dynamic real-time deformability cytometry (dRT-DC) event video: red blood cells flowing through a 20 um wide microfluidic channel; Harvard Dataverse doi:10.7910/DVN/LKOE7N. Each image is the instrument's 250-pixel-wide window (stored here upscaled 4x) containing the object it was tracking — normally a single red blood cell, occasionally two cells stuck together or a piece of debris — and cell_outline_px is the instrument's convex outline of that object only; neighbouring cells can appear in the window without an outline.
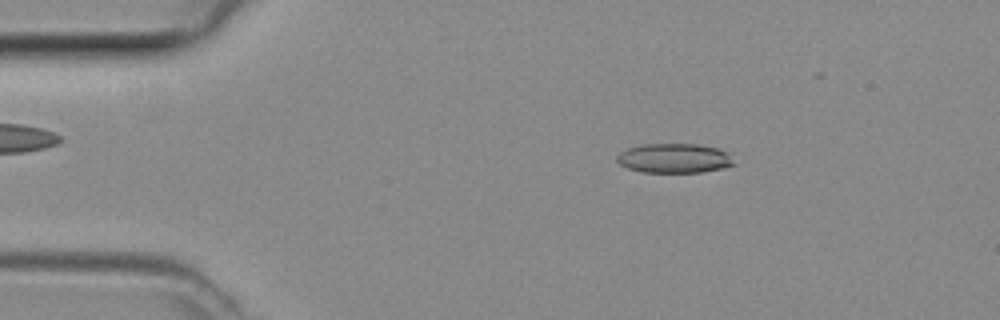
{"species": "common noctule bat (a hibernating species)", "species_latin": "Nyctalus noctula", "temperature_condition": "room temperature", "stored_images_in_passage": 4, "camera_frame_rate_fps": 3000, "um_per_image_px": 0.085, "animal": {"sex": "female", "body_mass_g": 29.2, "forearm_length_mm": 56.3}, "frame": {"image": 1, "passage_image": 2, "time_ms": 0.333, "image_size_px": [1000, 320], "cell_outline_px": [[736, 164], [720, 168], [700, 172], [640, 172], [628, 168], [620, 164], [616, 160], [616, 156], [620, 152], [628, 148], [644, 144], [696, 144], [720, 148], [728, 152]], "centroid_in_image_um": [57.31, 13.44], "position_along_channel_um": 27.7, "area_um2": 20.11}}
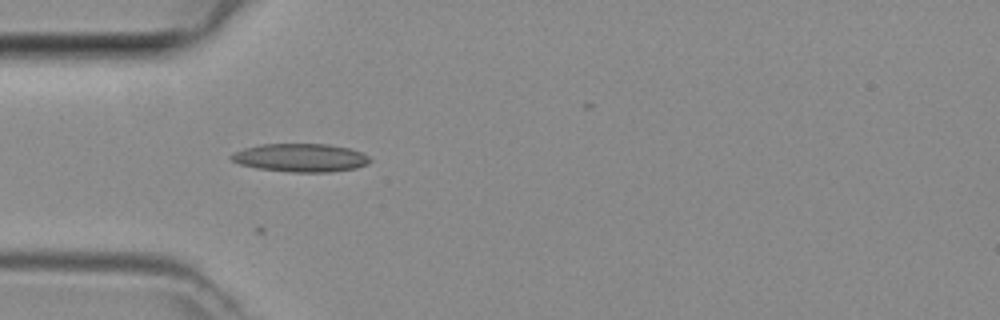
{"frame": {"image": 2, "passage_image": 4, "time_ms": 1.0, "image_size_px": [1000, 320], "cell_outline_px": [[372, 160], [368, 164], [356, 168], [328, 172], [292, 172], [256, 168], [240, 164], [232, 160], [228, 156], [232, 152], [244, 148], [260, 144], [328, 144], [348, 148], [360, 152], [368, 156]], "centroid_in_image_um": [25.52, 13.4], "position_along_channel_um": 59.5, "area_um2": 22.89}}